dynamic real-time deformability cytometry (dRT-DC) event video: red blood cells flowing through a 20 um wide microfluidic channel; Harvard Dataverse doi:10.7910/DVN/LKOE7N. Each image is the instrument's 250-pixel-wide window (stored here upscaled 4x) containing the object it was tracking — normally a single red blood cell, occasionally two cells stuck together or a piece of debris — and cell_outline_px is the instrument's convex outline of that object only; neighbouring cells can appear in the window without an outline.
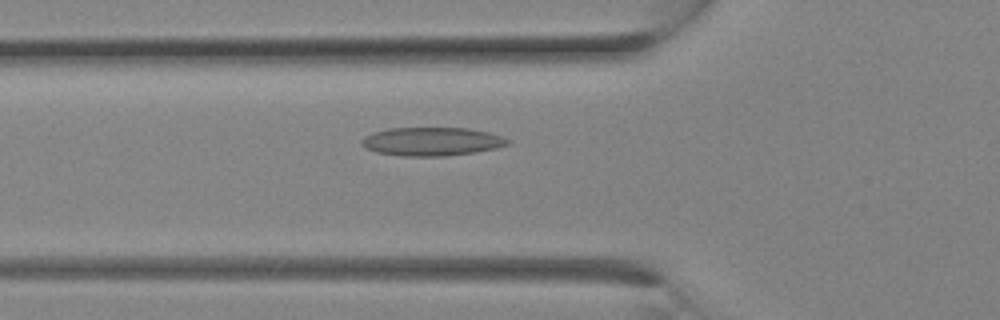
{"species": "Egyptian fruit bat (a non-hibernating species)", "species_latin": "Rousettus aegyptiacus", "temperature_condition": "room temperature", "stored_images_in_passage": 12, "camera_frame_rate_fps": 3000, "um_per_image_px": 0.085, "animal": {"sex": "female"}, "frame": {"image": 1, "passage_image": 10, "time_ms": 3.0, "image_size_px": [1000, 320], "cell_outline_px": [[508, 144], [496, 148], [476, 152], [444, 156], [400, 156], [376, 152], [364, 148], [360, 144], [360, 140], [364, 136], [372, 132], [388, 128], [468, 128], [488, 132], [500, 136], [508, 140]], "centroid_in_image_um": [36.62, 12.03], "position_along_channel_um": 89.2, "area_um2": 24.33}}
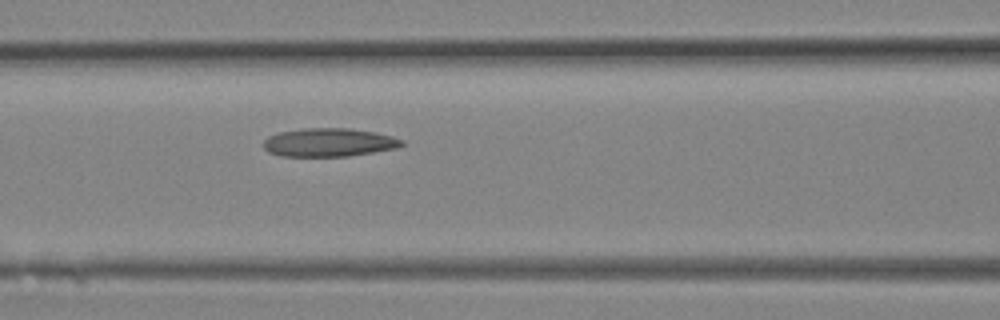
{"frame": {"image": 2, "passage_image": 12, "time_ms": 3.667, "image_size_px": [1000, 320], "cell_outline_px": [[404, 144], [396, 148], [348, 156], [280, 156], [268, 152], [264, 148], [264, 140], [268, 136], [280, 132], [304, 128], [352, 128], [376, 132], [392, 136], [404, 140]], "centroid_in_image_um": [27.96, 12.1], "position_along_channel_um": 138.6, "area_um2": 22.95}}